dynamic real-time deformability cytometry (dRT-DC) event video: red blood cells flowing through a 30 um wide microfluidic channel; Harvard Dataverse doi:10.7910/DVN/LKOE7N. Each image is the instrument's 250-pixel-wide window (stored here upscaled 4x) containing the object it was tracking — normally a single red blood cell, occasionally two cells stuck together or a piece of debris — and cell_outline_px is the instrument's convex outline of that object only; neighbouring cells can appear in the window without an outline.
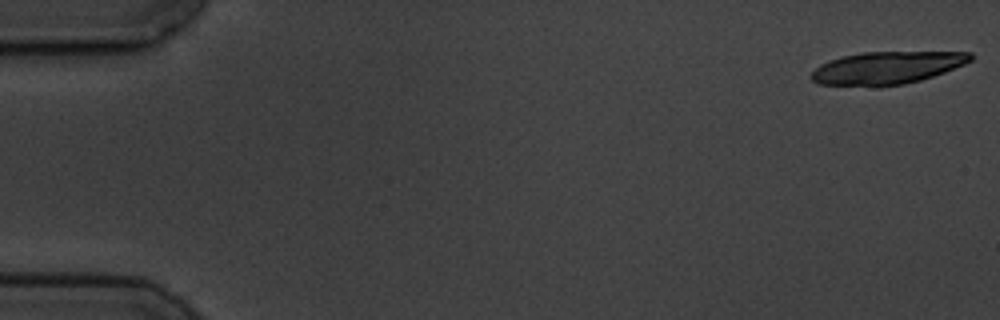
{"species": "common noctule bat (a hibernating species)", "species_latin": "Nyctalus noctula", "temperature_condition": "cold", "stored_images_in_passage": 6, "camera_frame_rate_fps": 3000, "um_per_image_px": 0.085, "animal": {"sex": "male", "body_mass_g": 19.5, "forearm_length_mm": 54.6}, "frame": {"image": 1, "passage_image": 1, "time_ms": 0.0, "image_size_px": [1000, 320], "cell_outline_px": [[972, 60], [964, 64], [944, 72], [920, 80], [904, 84], [880, 88], [876, 88], [820, 84], [812, 80], [808, 76], [820, 64], [844, 56], [864, 52], [972, 52]], "centroid_in_image_um": [75.35, 5.79], "position_along_channel_um": 9.7, "area_um2": 30.46}}